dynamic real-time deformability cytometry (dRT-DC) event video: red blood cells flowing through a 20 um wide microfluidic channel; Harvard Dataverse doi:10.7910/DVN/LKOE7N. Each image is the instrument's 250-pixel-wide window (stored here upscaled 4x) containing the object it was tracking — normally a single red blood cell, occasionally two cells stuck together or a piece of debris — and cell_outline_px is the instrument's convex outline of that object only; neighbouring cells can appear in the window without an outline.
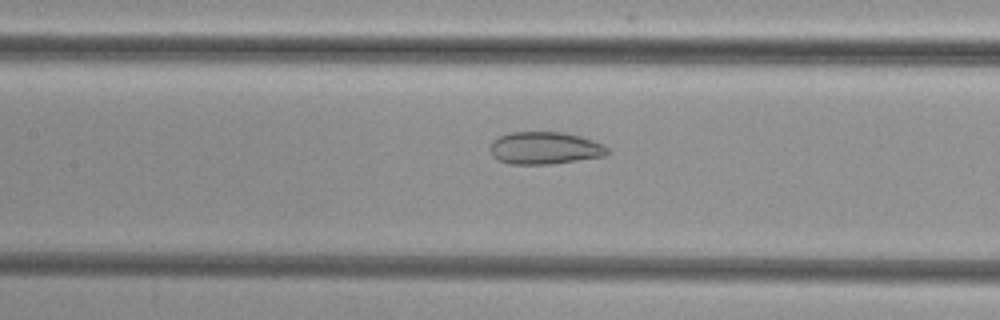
{"species": "common noctule bat (a hibernating species)", "species_latin": "Nyctalus noctula", "temperature_condition": "cold", "stored_images_in_passage": 35, "camera_frame_rate_fps": 3000, "um_per_image_px": 0.085, "animal": {"sex": "female", "body_mass_g": 29.2, "forearm_length_mm": 56.3}, "frame": {"image": 1, "passage_image": 13, "time_ms": 4.0, "image_size_px": [1000, 320], "cell_outline_px": [[608, 152], [604, 156], [548, 164], [508, 164], [496, 160], [492, 156], [492, 140], [500, 136], [512, 132], [564, 132], [580, 136], [604, 144], [608, 148]], "centroid_in_image_um": [46.3, 12.58], "position_along_channel_um": 161.1, "area_um2": 22.02}}
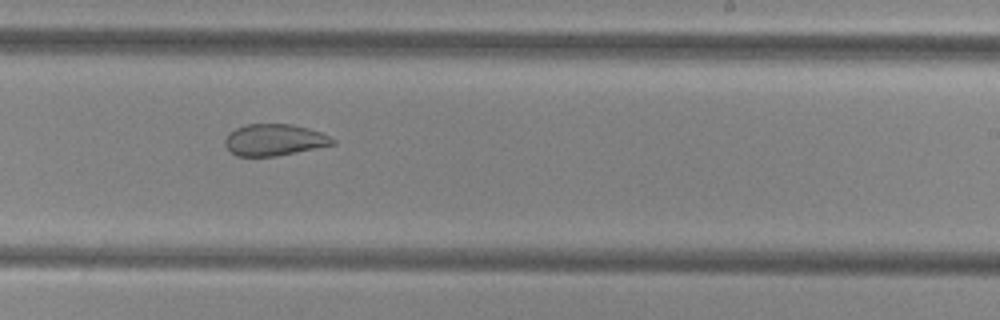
{"frame": {"image": 2, "passage_image": 21, "time_ms": 6.667, "image_size_px": [1000, 320], "cell_outline_px": [[336, 144], [276, 156], [236, 156], [224, 144], [224, 140], [228, 132], [244, 124], [292, 124], [308, 128], [320, 132], [336, 140]], "centroid_in_image_um": [23.3, 11.88], "position_along_channel_um": 265.7, "area_um2": 19.83}}
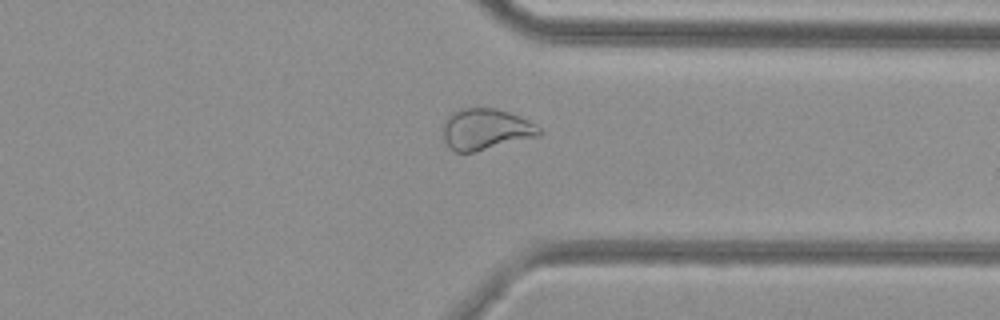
{"frame": {"image": 3, "passage_image": 29, "time_ms": 9.333, "image_size_px": [1000, 320], "cell_outline_px": [[544, 132], [540, 136], [472, 152], [456, 152], [444, 140], [444, 120], [452, 112], [464, 108], [496, 108], [520, 116], [536, 124]], "centroid_in_image_um": [41.33, 10.97], "position_along_channel_um": 370.1, "area_um2": 22.95}}